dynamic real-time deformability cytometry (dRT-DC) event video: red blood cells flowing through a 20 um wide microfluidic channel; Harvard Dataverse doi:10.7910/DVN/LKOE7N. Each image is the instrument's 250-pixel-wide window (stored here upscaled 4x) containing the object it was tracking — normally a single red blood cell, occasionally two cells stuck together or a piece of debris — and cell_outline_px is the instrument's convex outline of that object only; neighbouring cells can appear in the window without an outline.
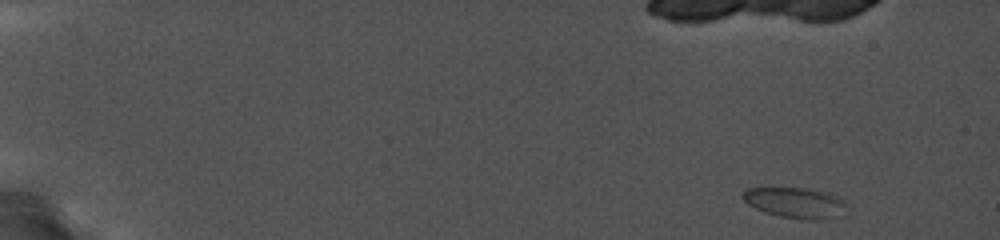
{"species": "common noctule bat (a hibernating species)", "species_latin": "Nyctalus noctula", "temperature_condition": "cold", "stored_images_in_passage": 7, "camera_frame_rate_fps": 5000, "um_per_image_px": 0.085, "animal": {"sex": "female", "body_mass_g": 19.0, "forearm_length_mm": 56.7}, "frame": {"image": 1, "passage_image": 1, "time_ms": 0.0, "image_size_px": [1000, 240], "cell_outline_px": [[844, 204], [824, 216], [784, 216], [768, 212], [756, 208], [744, 200], [744, 192], [748, 188], [800, 188], [816, 192], [828, 196]], "centroid_in_image_um": [67.24, 17.14], "position_along_channel_um": 17.8, "area_um2": 15.37}}